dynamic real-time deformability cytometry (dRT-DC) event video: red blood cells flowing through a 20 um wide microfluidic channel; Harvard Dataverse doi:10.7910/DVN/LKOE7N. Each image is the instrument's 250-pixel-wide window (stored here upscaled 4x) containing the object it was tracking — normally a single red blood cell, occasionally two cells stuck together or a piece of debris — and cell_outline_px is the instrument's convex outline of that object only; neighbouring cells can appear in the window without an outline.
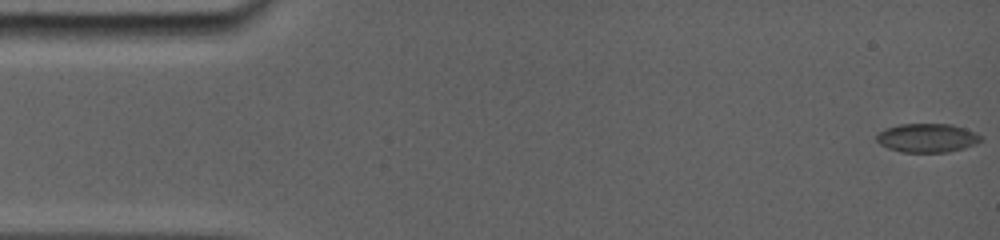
{"species": "common noctule bat (a hibernating species)", "species_latin": "Nyctalus noctula", "temperature_condition": "room temperature", "stored_images_in_passage": 58, "camera_frame_rate_fps": 5000, "um_per_image_px": 0.085, "animal": {"sex": "female", "body_mass_g": 19.0, "forearm_length_mm": 56.7}, "frame": {"image": 1, "passage_image": 1, "time_ms": 0.0, "image_size_px": [1000, 240], "cell_outline_px": [[980, 140], [956, 148], [936, 152], [908, 152], [892, 148], [884, 144], [876, 136], [880, 132], [888, 128], [904, 124], [948, 124], [972, 132], [980, 136]], "centroid_in_image_um": [78.75, 11.69], "position_along_channel_um": 6.3, "area_um2": 15.95}}
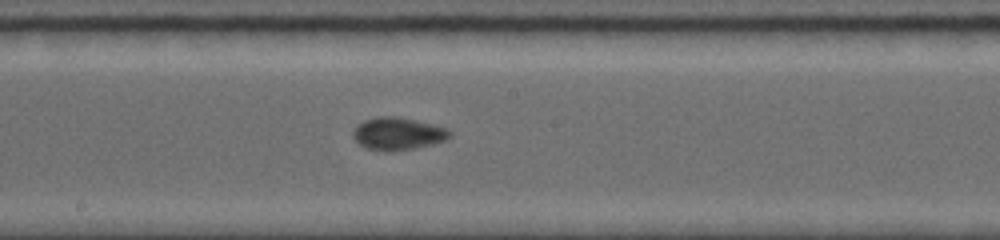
{"frame": {"image": 2, "passage_image": 34, "time_ms": 8.8, "image_size_px": [1000, 240], "cell_outline_px": [[448, 136], [444, 140], [432, 144], [412, 148], [368, 148], [360, 144], [352, 136], [352, 132], [364, 120], [380, 116], [392, 116], [412, 120], [444, 128], [448, 132]], "centroid_in_image_um": [33.76, 11.32], "position_along_channel_um": 214.4, "area_um2": 16.88}}
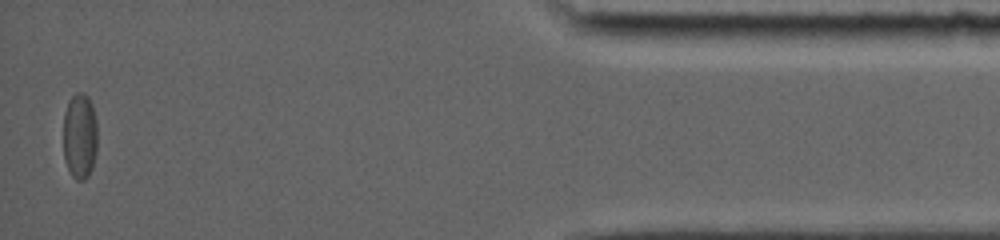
{"frame": {"image": 3, "passage_image": 58, "time_ms": 16.0, "image_size_px": [1000, 240], "cell_outline_px": [[96, 152], [92, 168], [88, 176], [84, 180], [76, 180], [72, 176], [64, 160], [64, 112], [68, 100], [76, 92], [84, 92], [88, 96], [92, 104], [96, 120]], "centroid_in_image_um": [6.78, 11.54], "position_along_channel_um": 428.4, "area_um2": 17.22}}